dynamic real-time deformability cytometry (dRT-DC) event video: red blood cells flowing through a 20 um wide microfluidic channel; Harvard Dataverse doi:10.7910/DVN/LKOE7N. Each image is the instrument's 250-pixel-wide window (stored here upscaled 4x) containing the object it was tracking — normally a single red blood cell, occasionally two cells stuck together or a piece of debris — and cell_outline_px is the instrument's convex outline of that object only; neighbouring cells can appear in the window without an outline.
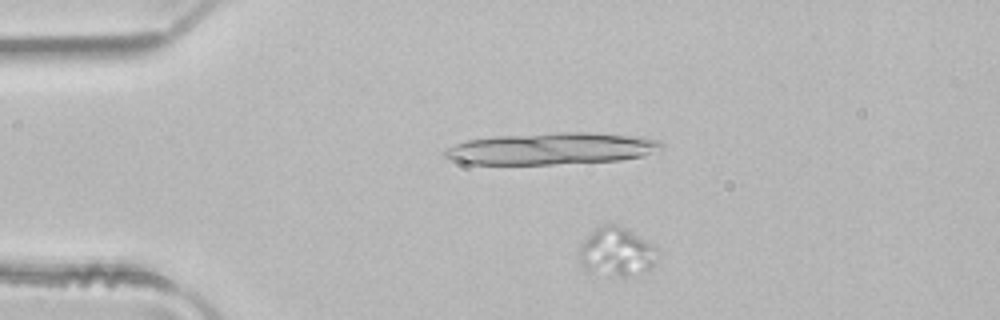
{"species": "common noctule bat (a hibernating species)", "species_latin": "Nyctalus noctula", "temperature_condition": "room temperature", "stored_images_in_passage": 3, "camera_frame_rate_fps": 3000, "um_per_image_px": 0.085, "animal": {"sex": "male", "body_mass_g": 21.5, "forearm_length_mm": 52.0}, "frame": {"image": 1, "passage_image": 2, "time_ms": 0.333, "image_size_px": [1000, 320], "cell_outline_px": [[656, 248], [652, 268], [644, 272], [624, 276], [616, 276], [584, 272], [576, 256], [576, 252], [580, 244], [596, 228], [604, 224], [616, 224], [628, 228], [652, 244]], "centroid_in_image_um": [52.31, 21.42], "position_along_channel_um": 32.7, "area_um2": 22.66}}